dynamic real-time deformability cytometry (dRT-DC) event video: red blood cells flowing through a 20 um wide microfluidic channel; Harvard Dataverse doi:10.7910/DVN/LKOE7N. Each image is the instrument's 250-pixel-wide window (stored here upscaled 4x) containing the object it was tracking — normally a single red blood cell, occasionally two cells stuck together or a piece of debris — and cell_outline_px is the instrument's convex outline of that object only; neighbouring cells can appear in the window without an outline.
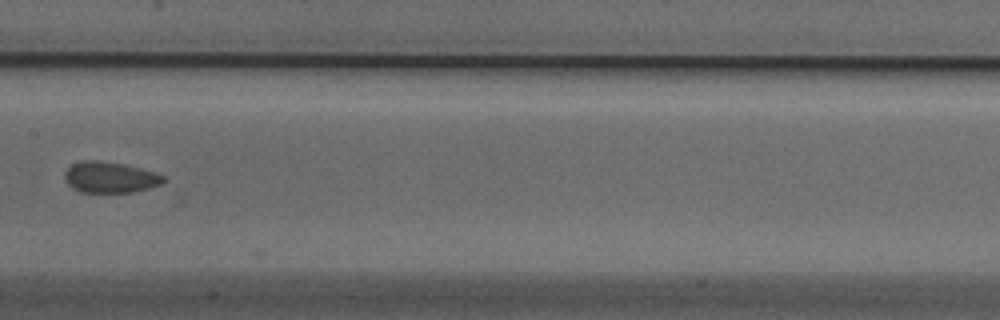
{"species": "Egyptian fruit bat (a non-hibernating species)", "species_latin": "Rousettus aegyptiacus", "temperature_condition": "cold", "stored_images_in_passage": 7, "camera_frame_rate_fps": 3000, "um_per_image_px": 0.085, "animal": {"sex": "male"}, "frame": {"image": 1, "passage_image": 7, "time_ms": 2.0, "image_size_px": [1000, 320], "cell_outline_px": [[168, 180], [160, 184], [148, 188], [132, 192], [80, 192], [72, 188], [64, 180], [64, 172], [72, 164], [84, 160], [96, 160], [120, 164], [140, 168], [164, 176]], "centroid_in_image_um": [9.32, 15.08], "position_along_channel_um": 198.1, "area_um2": 17.69}}